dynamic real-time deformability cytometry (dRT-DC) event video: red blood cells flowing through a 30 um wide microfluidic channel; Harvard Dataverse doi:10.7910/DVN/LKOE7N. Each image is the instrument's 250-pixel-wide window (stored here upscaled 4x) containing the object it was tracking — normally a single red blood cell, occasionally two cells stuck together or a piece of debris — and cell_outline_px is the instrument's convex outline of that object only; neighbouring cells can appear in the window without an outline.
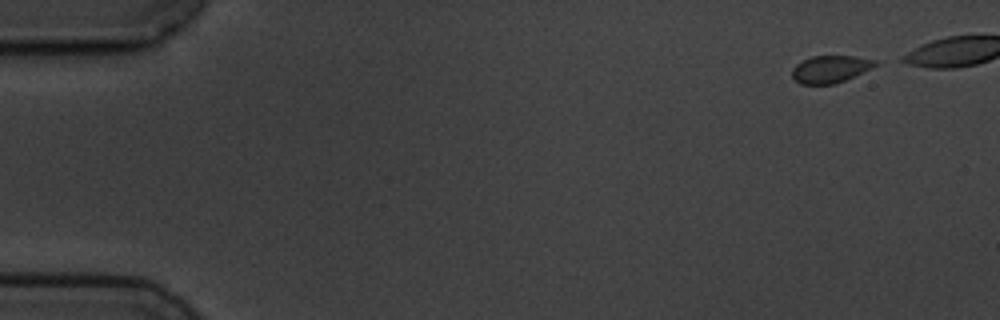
{"species": "common noctule bat (a hibernating species)", "species_latin": "Nyctalus noctula", "temperature_condition": "cold", "stored_images_in_passage": 5, "camera_frame_rate_fps": 3000, "um_per_image_px": 0.085, "animal": {"sex": "male", "body_mass_g": 19.5, "forearm_length_mm": 54.6}, "frame": {"image": 1, "passage_image": 1, "time_ms": 0.0, "image_size_px": [1000, 320], "cell_outline_px": [[880, 64], [872, 68], [836, 84], [800, 84], [792, 76], [792, 68], [796, 64], [812, 56], [856, 56], [876, 60]], "centroid_in_image_um": [70.6, 5.87], "position_along_channel_um": 14.4, "area_um2": 13.24}}
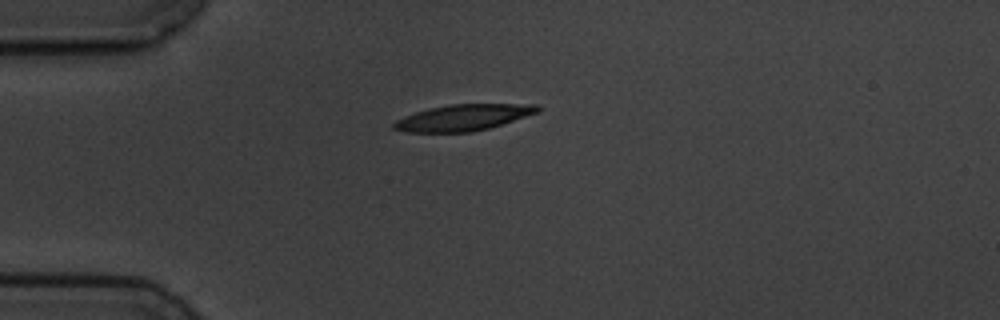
{"frame": {"image": 2, "passage_image": 5, "time_ms": 5.667, "image_size_px": [1000, 320], "cell_outline_px": [[540, 112], [488, 128], [472, 132], [408, 132], [392, 128], [392, 124], [396, 120], [404, 116], [428, 108], [452, 104], [536, 104], [540, 108]], "centroid_in_image_um": [39.37, 9.99], "position_along_channel_um": 45.6, "area_um2": 21.85}}